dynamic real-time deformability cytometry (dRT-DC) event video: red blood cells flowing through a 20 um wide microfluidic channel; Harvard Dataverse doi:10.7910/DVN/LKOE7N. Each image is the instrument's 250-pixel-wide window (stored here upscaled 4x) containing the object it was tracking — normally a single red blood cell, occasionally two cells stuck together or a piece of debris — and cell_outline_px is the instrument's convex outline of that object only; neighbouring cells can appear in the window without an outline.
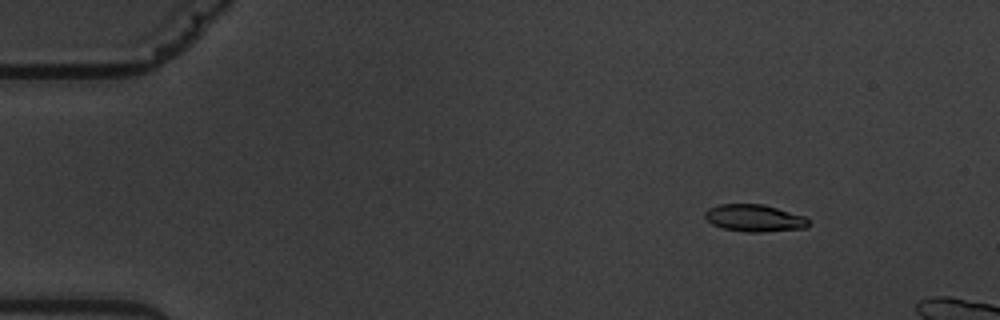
{"species": "common noctule bat (a hibernating species)", "species_latin": "Nyctalus noctula", "temperature_condition": "warm", "stored_images_in_passage": 6, "camera_frame_rate_fps": 3000, "um_per_image_px": 0.085, "animal": {"sex": "male", "body_mass_g": 19.5, "forearm_length_mm": 54.6}, "frame": {"image": 1, "passage_image": 3, "time_ms": 2.333, "image_size_px": [1000, 320], "cell_outline_px": [[808, 224], [804, 228], [764, 232], [748, 232], [724, 228], [712, 224], [704, 216], [704, 212], [708, 208], [720, 204], [764, 204], [804, 216], [808, 220]], "centroid_in_image_um": [64.1, 18.53], "position_along_channel_um": 20.9, "area_um2": 16.24}}